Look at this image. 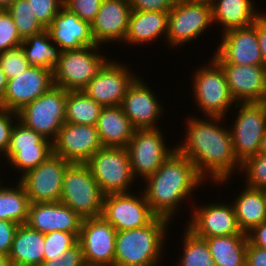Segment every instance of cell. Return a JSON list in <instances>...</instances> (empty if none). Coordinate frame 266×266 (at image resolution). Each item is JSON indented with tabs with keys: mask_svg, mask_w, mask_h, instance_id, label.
Here are the masks:
<instances>
[{
	"mask_svg": "<svg viewBox=\"0 0 266 266\" xmlns=\"http://www.w3.org/2000/svg\"><path fill=\"white\" fill-rule=\"evenodd\" d=\"M52 154V145H36V148L8 149L4 160L14 171L20 173V178V175L23 176L29 170L36 168Z\"/></svg>",
	"mask_w": 266,
	"mask_h": 266,
	"instance_id": "e575fe53",
	"label": "cell"
},
{
	"mask_svg": "<svg viewBox=\"0 0 266 266\" xmlns=\"http://www.w3.org/2000/svg\"><path fill=\"white\" fill-rule=\"evenodd\" d=\"M192 204L186 227L200 238L229 236L243 233L237 223L234 206L231 203L212 202ZM192 208V209H191Z\"/></svg>",
	"mask_w": 266,
	"mask_h": 266,
	"instance_id": "5bb4252c",
	"label": "cell"
},
{
	"mask_svg": "<svg viewBox=\"0 0 266 266\" xmlns=\"http://www.w3.org/2000/svg\"><path fill=\"white\" fill-rule=\"evenodd\" d=\"M104 195L133 192L135 177L124 147H102L85 163ZM131 189V190H130Z\"/></svg>",
	"mask_w": 266,
	"mask_h": 266,
	"instance_id": "52a82bcc",
	"label": "cell"
},
{
	"mask_svg": "<svg viewBox=\"0 0 266 266\" xmlns=\"http://www.w3.org/2000/svg\"><path fill=\"white\" fill-rule=\"evenodd\" d=\"M102 106L83 91H68L65 119L68 123L96 126Z\"/></svg>",
	"mask_w": 266,
	"mask_h": 266,
	"instance_id": "d6a6232c",
	"label": "cell"
},
{
	"mask_svg": "<svg viewBox=\"0 0 266 266\" xmlns=\"http://www.w3.org/2000/svg\"><path fill=\"white\" fill-rule=\"evenodd\" d=\"M22 39L36 35L46 28L40 23L27 0H15L7 9Z\"/></svg>",
	"mask_w": 266,
	"mask_h": 266,
	"instance_id": "d590c367",
	"label": "cell"
},
{
	"mask_svg": "<svg viewBox=\"0 0 266 266\" xmlns=\"http://www.w3.org/2000/svg\"><path fill=\"white\" fill-rule=\"evenodd\" d=\"M246 266H266V250L251 245L248 242Z\"/></svg>",
	"mask_w": 266,
	"mask_h": 266,
	"instance_id": "681fc988",
	"label": "cell"
},
{
	"mask_svg": "<svg viewBox=\"0 0 266 266\" xmlns=\"http://www.w3.org/2000/svg\"><path fill=\"white\" fill-rule=\"evenodd\" d=\"M83 218L62 202L30 203L26 224L40 233H73L79 237Z\"/></svg>",
	"mask_w": 266,
	"mask_h": 266,
	"instance_id": "7402d4cb",
	"label": "cell"
},
{
	"mask_svg": "<svg viewBox=\"0 0 266 266\" xmlns=\"http://www.w3.org/2000/svg\"><path fill=\"white\" fill-rule=\"evenodd\" d=\"M19 224L0 219V253L9 255L15 232Z\"/></svg>",
	"mask_w": 266,
	"mask_h": 266,
	"instance_id": "7dc6e473",
	"label": "cell"
},
{
	"mask_svg": "<svg viewBox=\"0 0 266 266\" xmlns=\"http://www.w3.org/2000/svg\"><path fill=\"white\" fill-rule=\"evenodd\" d=\"M17 120V112L0 108V158L4 157L8 151L11 131Z\"/></svg>",
	"mask_w": 266,
	"mask_h": 266,
	"instance_id": "ee69618b",
	"label": "cell"
},
{
	"mask_svg": "<svg viewBox=\"0 0 266 266\" xmlns=\"http://www.w3.org/2000/svg\"><path fill=\"white\" fill-rule=\"evenodd\" d=\"M116 234L102 216L83 219L78 242L86 266H114Z\"/></svg>",
	"mask_w": 266,
	"mask_h": 266,
	"instance_id": "9a60e30c",
	"label": "cell"
},
{
	"mask_svg": "<svg viewBox=\"0 0 266 266\" xmlns=\"http://www.w3.org/2000/svg\"><path fill=\"white\" fill-rule=\"evenodd\" d=\"M130 68L121 61L110 60L82 91L102 107L119 106L138 76Z\"/></svg>",
	"mask_w": 266,
	"mask_h": 266,
	"instance_id": "2e32d148",
	"label": "cell"
},
{
	"mask_svg": "<svg viewBox=\"0 0 266 266\" xmlns=\"http://www.w3.org/2000/svg\"><path fill=\"white\" fill-rule=\"evenodd\" d=\"M21 46L30 65L52 71L62 53V50L53 43L46 29L39 34L23 39Z\"/></svg>",
	"mask_w": 266,
	"mask_h": 266,
	"instance_id": "4dcf8cb0",
	"label": "cell"
},
{
	"mask_svg": "<svg viewBox=\"0 0 266 266\" xmlns=\"http://www.w3.org/2000/svg\"><path fill=\"white\" fill-rule=\"evenodd\" d=\"M204 239L216 266H246L247 234Z\"/></svg>",
	"mask_w": 266,
	"mask_h": 266,
	"instance_id": "f546056e",
	"label": "cell"
},
{
	"mask_svg": "<svg viewBox=\"0 0 266 266\" xmlns=\"http://www.w3.org/2000/svg\"><path fill=\"white\" fill-rule=\"evenodd\" d=\"M22 41L9 12L0 9V53L21 46Z\"/></svg>",
	"mask_w": 266,
	"mask_h": 266,
	"instance_id": "60d3db41",
	"label": "cell"
},
{
	"mask_svg": "<svg viewBox=\"0 0 266 266\" xmlns=\"http://www.w3.org/2000/svg\"><path fill=\"white\" fill-rule=\"evenodd\" d=\"M213 25L212 6L206 2H178L168 14V48L194 42Z\"/></svg>",
	"mask_w": 266,
	"mask_h": 266,
	"instance_id": "30bf717a",
	"label": "cell"
},
{
	"mask_svg": "<svg viewBox=\"0 0 266 266\" xmlns=\"http://www.w3.org/2000/svg\"><path fill=\"white\" fill-rule=\"evenodd\" d=\"M170 223L157 216L145 227L118 231L114 266H160Z\"/></svg>",
	"mask_w": 266,
	"mask_h": 266,
	"instance_id": "3957f363",
	"label": "cell"
},
{
	"mask_svg": "<svg viewBox=\"0 0 266 266\" xmlns=\"http://www.w3.org/2000/svg\"><path fill=\"white\" fill-rule=\"evenodd\" d=\"M44 256V234L20 224L9 254L11 266H39Z\"/></svg>",
	"mask_w": 266,
	"mask_h": 266,
	"instance_id": "83f0119b",
	"label": "cell"
},
{
	"mask_svg": "<svg viewBox=\"0 0 266 266\" xmlns=\"http://www.w3.org/2000/svg\"><path fill=\"white\" fill-rule=\"evenodd\" d=\"M15 0H0V9L6 10Z\"/></svg>",
	"mask_w": 266,
	"mask_h": 266,
	"instance_id": "db71d44e",
	"label": "cell"
},
{
	"mask_svg": "<svg viewBox=\"0 0 266 266\" xmlns=\"http://www.w3.org/2000/svg\"><path fill=\"white\" fill-rule=\"evenodd\" d=\"M30 4L32 14L47 28L59 9L63 6V0H27Z\"/></svg>",
	"mask_w": 266,
	"mask_h": 266,
	"instance_id": "b9f144b4",
	"label": "cell"
},
{
	"mask_svg": "<svg viewBox=\"0 0 266 266\" xmlns=\"http://www.w3.org/2000/svg\"><path fill=\"white\" fill-rule=\"evenodd\" d=\"M248 242L266 250V220L247 233Z\"/></svg>",
	"mask_w": 266,
	"mask_h": 266,
	"instance_id": "f907efd6",
	"label": "cell"
},
{
	"mask_svg": "<svg viewBox=\"0 0 266 266\" xmlns=\"http://www.w3.org/2000/svg\"><path fill=\"white\" fill-rule=\"evenodd\" d=\"M78 238L73 233L53 231L44 234L43 260H51L73 247Z\"/></svg>",
	"mask_w": 266,
	"mask_h": 266,
	"instance_id": "f35d334b",
	"label": "cell"
},
{
	"mask_svg": "<svg viewBox=\"0 0 266 266\" xmlns=\"http://www.w3.org/2000/svg\"><path fill=\"white\" fill-rule=\"evenodd\" d=\"M143 182L142 189L151 210L173 222L174 215L195 189L207 182L199 175L193 162L175 150L161 166ZM185 200V201H183ZM173 218V219H172Z\"/></svg>",
	"mask_w": 266,
	"mask_h": 266,
	"instance_id": "7a4b0ae2",
	"label": "cell"
},
{
	"mask_svg": "<svg viewBox=\"0 0 266 266\" xmlns=\"http://www.w3.org/2000/svg\"><path fill=\"white\" fill-rule=\"evenodd\" d=\"M70 164L68 160L52 154L16 181L25 188L30 203L60 202L63 175Z\"/></svg>",
	"mask_w": 266,
	"mask_h": 266,
	"instance_id": "4fadbf2b",
	"label": "cell"
},
{
	"mask_svg": "<svg viewBox=\"0 0 266 266\" xmlns=\"http://www.w3.org/2000/svg\"><path fill=\"white\" fill-rule=\"evenodd\" d=\"M234 108L237 114L229 129L235 156L242 164L260 152L266 129V104L236 103Z\"/></svg>",
	"mask_w": 266,
	"mask_h": 266,
	"instance_id": "9c48e42d",
	"label": "cell"
},
{
	"mask_svg": "<svg viewBox=\"0 0 266 266\" xmlns=\"http://www.w3.org/2000/svg\"><path fill=\"white\" fill-rule=\"evenodd\" d=\"M140 191L104 195L101 216L117 232L145 227L157 217Z\"/></svg>",
	"mask_w": 266,
	"mask_h": 266,
	"instance_id": "7c38bea8",
	"label": "cell"
},
{
	"mask_svg": "<svg viewBox=\"0 0 266 266\" xmlns=\"http://www.w3.org/2000/svg\"><path fill=\"white\" fill-rule=\"evenodd\" d=\"M186 119L185 136L176 150L193 162L206 182L219 187L228 184L234 172L240 173L241 163L235 156L228 123L224 124L226 118L194 115Z\"/></svg>",
	"mask_w": 266,
	"mask_h": 266,
	"instance_id": "6da1fadb",
	"label": "cell"
},
{
	"mask_svg": "<svg viewBox=\"0 0 266 266\" xmlns=\"http://www.w3.org/2000/svg\"><path fill=\"white\" fill-rule=\"evenodd\" d=\"M212 0H178L180 3H190V2H206L211 3Z\"/></svg>",
	"mask_w": 266,
	"mask_h": 266,
	"instance_id": "9f6ffc18",
	"label": "cell"
},
{
	"mask_svg": "<svg viewBox=\"0 0 266 266\" xmlns=\"http://www.w3.org/2000/svg\"><path fill=\"white\" fill-rule=\"evenodd\" d=\"M245 187V188H244ZM232 202L238 226L247 234L266 220V194L263 189L244 185Z\"/></svg>",
	"mask_w": 266,
	"mask_h": 266,
	"instance_id": "f1b7e54d",
	"label": "cell"
},
{
	"mask_svg": "<svg viewBox=\"0 0 266 266\" xmlns=\"http://www.w3.org/2000/svg\"><path fill=\"white\" fill-rule=\"evenodd\" d=\"M67 90L53 86L18 113V120L25 126L53 142L66 122L65 108Z\"/></svg>",
	"mask_w": 266,
	"mask_h": 266,
	"instance_id": "ba28073f",
	"label": "cell"
},
{
	"mask_svg": "<svg viewBox=\"0 0 266 266\" xmlns=\"http://www.w3.org/2000/svg\"><path fill=\"white\" fill-rule=\"evenodd\" d=\"M130 14L129 0H103L91 23L96 45L123 43L128 30Z\"/></svg>",
	"mask_w": 266,
	"mask_h": 266,
	"instance_id": "603a6c76",
	"label": "cell"
},
{
	"mask_svg": "<svg viewBox=\"0 0 266 266\" xmlns=\"http://www.w3.org/2000/svg\"><path fill=\"white\" fill-rule=\"evenodd\" d=\"M0 266H11L9 255L0 253Z\"/></svg>",
	"mask_w": 266,
	"mask_h": 266,
	"instance_id": "f5cc1de1",
	"label": "cell"
},
{
	"mask_svg": "<svg viewBox=\"0 0 266 266\" xmlns=\"http://www.w3.org/2000/svg\"><path fill=\"white\" fill-rule=\"evenodd\" d=\"M256 34L262 56V65L266 69V13L256 20Z\"/></svg>",
	"mask_w": 266,
	"mask_h": 266,
	"instance_id": "c3c4849f",
	"label": "cell"
},
{
	"mask_svg": "<svg viewBox=\"0 0 266 266\" xmlns=\"http://www.w3.org/2000/svg\"><path fill=\"white\" fill-rule=\"evenodd\" d=\"M168 14L161 11H131L126 37L127 45H148L162 39L166 42L168 34ZM164 35V36H163Z\"/></svg>",
	"mask_w": 266,
	"mask_h": 266,
	"instance_id": "d4e9b609",
	"label": "cell"
},
{
	"mask_svg": "<svg viewBox=\"0 0 266 266\" xmlns=\"http://www.w3.org/2000/svg\"><path fill=\"white\" fill-rule=\"evenodd\" d=\"M30 66L22 46L0 53V67L7 79L17 77Z\"/></svg>",
	"mask_w": 266,
	"mask_h": 266,
	"instance_id": "ab89813d",
	"label": "cell"
},
{
	"mask_svg": "<svg viewBox=\"0 0 266 266\" xmlns=\"http://www.w3.org/2000/svg\"><path fill=\"white\" fill-rule=\"evenodd\" d=\"M51 40L62 51L77 50L96 45L91 24L62 6L52 23L46 28Z\"/></svg>",
	"mask_w": 266,
	"mask_h": 266,
	"instance_id": "cb8c5ba5",
	"label": "cell"
},
{
	"mask_svg": "<svg viewBox=\"0 0 266 266\" xmlns=\"http://www.w3.org/2000/svg\"><path fill=\"white\" fill-rule=\"evenodd\" d=\"M54 86L53 71L30 65L17 77L8 79L0 108L19 112L24 106Z\"/></svg>",
	"mask_w": 266,
	"mask_h": 266,
	"instance_id": "e0dca14e",
	"label": "cell"
},
{
	"mask_svg": "<svg viewBox=\"0 0 266 266\" xmlns=\"http://www.w3.org/2000/svg\"><path fill=\"white\" fill-rule=\"evenodd\" d=\"M16 184H0V219L26 224L30 200L23 185L19 181Z\"/></svg>",
	"mask_w": 266,
	"mask_h": 266,
	"instance_id": "1f68e13d",
	"label": "cell"
},
{
	"mask_svg": "<svg viewBox=\"0 0 266 266\" xmlns=\"http://www.w3.org/2000/svg\"><path fill=\"white\" fill-rule=\"evenodd\" d=\"M144 80L139 76L134 79L121 104L135 130L158 128V120L166 113L164 105Z\"/></svg>",
	"mask_w": 266,
	"mask_h": 266,
	"instance_id": "d6986e66",
	"label": "cell"
},
{
	"mask_svg": "<svg viewBox=\"0 0 266 266\" xmlns=\"http://www.w3.org/2000/svg\"><path fill=\"white\" fill-rule=\"evenodd\" d=\"M260 152L266 154V129L262 137V145H261Z\"/></svg>",
	"mask_w": 266,
	"mask_h": 266,
	"instance_id": "11a10c76",
	"label": "cell"
},
{
	"mask_svg": "<svg viewBox=\"0 0 266 266\" xmlns=\"http://www.w3.org/2000/svg\"><path fill=\"white\" fill-rule=\"evenodd\" d=\"M246 186L264 189L266 187V154L259 152L241 164L240 173Z\"/></svg>",
	"mask_w": 266,
	"mask_h": 266,
	"instance_id": "8d00e7d4",
	"label": "cell"
},
{
	"mask_svg": "<svg viewBox=\"0 0 266 266\" xmlns=\"http://www.w3.org/2000/svg\"><path fill=\"white\" fill-rule=\"evenodd\" d=\"M192 75L193 100L202 116L227 117V112L236 105L229 92L225 73L221 66L211 58Z\"/></svg>",
	"mask_w": 266,
	"mask_h": 266,
	"instance_id": "277c9868",
	"label": "cell"
},
{
	"mask_svg": "<svg viewBox=\"0 0 266 266\" xmlns=\"http://www.w3.org/2000/svg\"><path fill=\"white\" fill-rule=\"evenodd\" d=\"M100 48L98 45H91L62 51L59 62L53 69L54 86L67 91H82L111 60L106 58L107 54L101 53Z\"/></svg>",
	"mask_w": 266,
	"mask_h": 266,
	"instance_id": "8992f818",
	"label": "cell"
},
{
	"mask_svg": "<svg viewBox=\"0 0 266 266\" xmlns=\"http://www.w3.org/2000/svg\"><path fill=\"white\" fill-rule=\"evenodd\" d=\"M53 154L71 163H86L103 146L96 126L65 122L52 142Z\"/></svg>",
	"mask_w": 266,
	"mask_h": 266,
	"instance_id": "ac0fdd59",
	"label": "cell"
},
{
	"mask_svg": "<svg viewBox=\"0 0 266 266\" xmlns=\"http://www.w3.org/2000/svg\"><path fill=\"white\" fill-rule=\"evenodd\" d=\"M36 145H52V142L17 120L11 131L8 149L36 148Z\"/></svg>",
	"mask_w": 266,
	"mask_h": 266,
	"instance_id": "74e56055",
	"label": "cell"
},
{
	"mask_svg": "<svg viewBox=\"0 0 266 266\" xmlns=\"http://www.w3.org/2000/svg\"><path fill=\"white\" fill-rule=\"evenodd\" d=\"M236 103H261L266 99V69L263 65L218 63Z\"/></svg>",
	"mask_w": 266,
	"mask_h": 266,
	"instance_id": "44dd1931",
	"label": "cell"
},
{
	"mask_svg": "<svg viewBox=\"0 0 266 266\" xmlns=\"http://www.w3.org/2000/svg\"><path fill=\"white\" fill-rule=\"evenodd\" d=\"M182 235V256L175 266H216L205 239L196 236L187 227Z\"/></svg>",
	"mask_w": 266,
	"mask_h": 266,
	"instance_id": "836d02e7",
	"label": "cell"
},
{
	"mask_svg": "<svg viewBox=\"0 0 266 266\" xmlns=\"http://www.w3.org/2000/svg\"><path fill=\"white\" fill-rule=\"evenodd\" d=\"M103 0H63V6L79 17L92 23L97 15Z\"/></svg>",
	"mask_w": 266,
	"mask_h": 266,
	"instance_id": "7bdbcfd3",
	"label": "cell"
},
{
	"mask_svg": "<svg viewBox=\"0 0 266 266\" xmlns=\"http://www.w3.org/2000/svg\"><path fill=\"white\" fill-rule=\"evenodd\" d=\"M39 266H86L83 258L82 247L77 242L73 247L60 253L54 259L43 260Z\"/></svg>",
	"mask_w": 266,
	"mask_h": 266,
	"instance_id": "f6af8a7d",
	"label": "cell"
},
{
	"mask_svg": "<svg viewBox=\"0 0 266 266\" xmlns=\"http://www.w3.org/2000/svg\"><path fill=\"white\" fill-rule=\"evenodd\" d=\"M96 128L104 147L126 148L135 130L121 105L102 107Z\"/></svg>",
	"mask_w": 266,
	"mask_h": 266,
	"instance_id": "4316f807",
	"label": "cell"
},
{
	"mask_svg": "<svg viewBox=\"0 0 266 266\" xmlns=\"http://www.w3.org/2000/svg\"><path fill=\"white\" fill-rule=\"evenodd\" d=\"M7 83H8L7 76L0 67V101L6 92Z\"/></svg>",
	"mask_w": 266,
	"mask_h": 266,
	"instance_id": "816d5d0a",
	"label": "cell"
},
{
	"mask_svg": "<svg viewBox=\"0 0 266 266\" xmlns=\"http://www.w3.org/2000/svg\"><path fill=\"white\" fill-rule=\"evenodd\" d=\"M212 20L221 26V34L240 27H247L263 14L253 0H212Z\"/></svg>",
	"mask_w": 266,
	"mask_h": 266,
	"instance_id": "484cf974",
	"label": "cell"
},
{
	"mask_svg": "<svg viewBox=\"0 0 266 266\" xmlns=\"http://www.w3.org/2000/svg\"><path fill=\"white\" fill-rule=\"evenodd\" d=\"M222 35L217 50L211 55L217 63L262 65L256 21L252 25L232 29Z\"/></svg>",
	"mask_w": 266,
	"mask_h": 266,
	"instance_id": "ffe728a7",
	"label": "cell"
},
{
	"mask_svg": "<svg viewBox=\"0 0 266 266\" xmlns=\"http://www.w3.org/2000/svg\"><path fill=\"white\" fill-rule=\"evenodd\" d=\"M131 11L169 12L178 0H129Z\"/></svg>",
	"mask_w": 266,
	"mask_h": 266,
	"instance_id": "bcb514c9",
	"label": "cell"
},
{
	"mask_svg": "<svg viewBox=\"0 0 266 266\" xmlns=\"http://www.w3.org/2000/svg\"><path fill=\"white\" fill-rule=\"evenodd\" d=\"M104 194L85 163H71L64 172L60 202L81 218L100 217Z\"/></svg>",
	"mask_w": 266,
	"mask_h": 266,
	"instance_id": "5b68a950",
	"label": "cell"
},
{
	"mask_svg": "<svg viewBox=\"0 0 266 266\" xmlns=\"http://www.w3.org/2000/svg\"><path fill=\"white\" fill-rule=\"evenodd\" d=\"M163 130L136 129L127 145L132 173L136 180L144 181L176 150L164 140Z\"/></svg>",
	"mask_w": 266,
	"mask_h": 266,
	"instance_id": "8fae6325",
	"label": "cell"
}]
</instances>
